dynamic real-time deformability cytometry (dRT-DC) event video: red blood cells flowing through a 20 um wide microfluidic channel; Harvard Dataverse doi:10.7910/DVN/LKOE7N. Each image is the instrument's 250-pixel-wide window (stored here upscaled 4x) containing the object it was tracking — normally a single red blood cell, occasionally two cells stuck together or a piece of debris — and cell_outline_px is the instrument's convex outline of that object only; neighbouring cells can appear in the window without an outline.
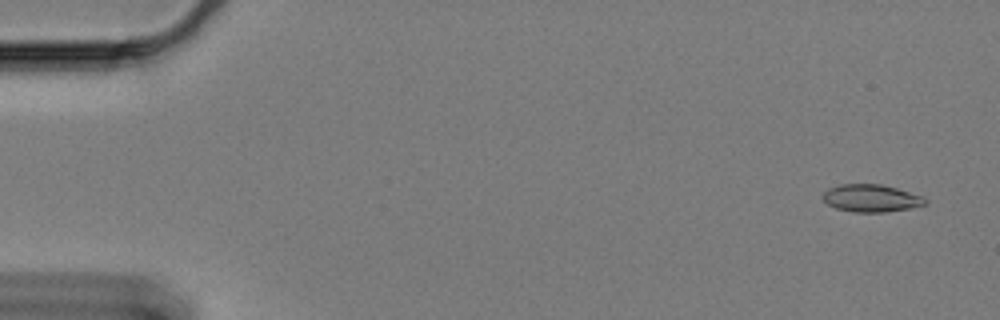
{"species": "Egyptian fruit bat (a non-hibernating species)", "species_latin": "Rousettus aegyptiacus", "temperature_condition": "cold", "stored_images_in_passage": 18, "camera_frame_rate_fps": 3000, "um_per_image_px": 0.085, "animal": {"sex": "female"}, "frame": {"image": 1, "passage_image": 3, "time_ms": 0.667, "image_size_px": [1000, 320], "cell_outline_px": [[928, 204], [908, 208], [884, 212], [852, 212], [836, 208], [828, 204], [820, 196], [828, 188], [840, 184], [880, 184], [896, 188], [924, 196], [928, 200]], "centroid_in_image_um": [74.05, 16.84], "position_along_channel_um": 11.0, "area_um2": 16.47}}
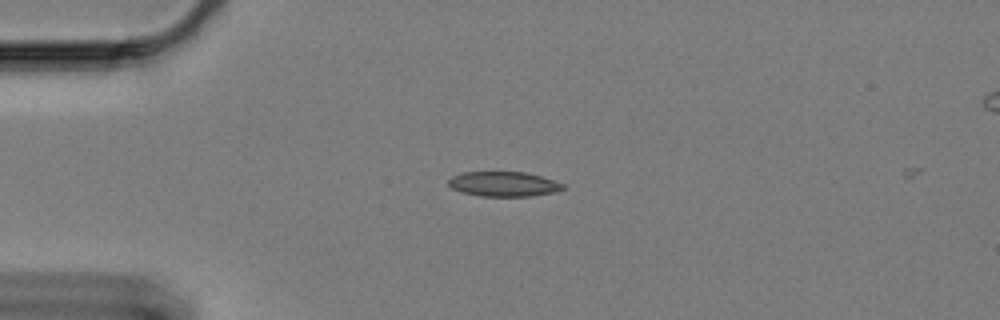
{"frame": {"image": 2, "passage_image": 15, "time_ms": 4.667, "image_size_px": [1000, 320], "cell_outline_px": [[568, 188], [556, 192], [532, 196], [480, 196], [460, 192], [452, 188], [448, 184], [448, 180], [452, 176], [460, 172], [524, 172], [540, 176], [564, 184]], "centroid_in_image_um": [42.81, 15.65], "position_along_channel_um": 42.2, "area_um2": 16.7}}